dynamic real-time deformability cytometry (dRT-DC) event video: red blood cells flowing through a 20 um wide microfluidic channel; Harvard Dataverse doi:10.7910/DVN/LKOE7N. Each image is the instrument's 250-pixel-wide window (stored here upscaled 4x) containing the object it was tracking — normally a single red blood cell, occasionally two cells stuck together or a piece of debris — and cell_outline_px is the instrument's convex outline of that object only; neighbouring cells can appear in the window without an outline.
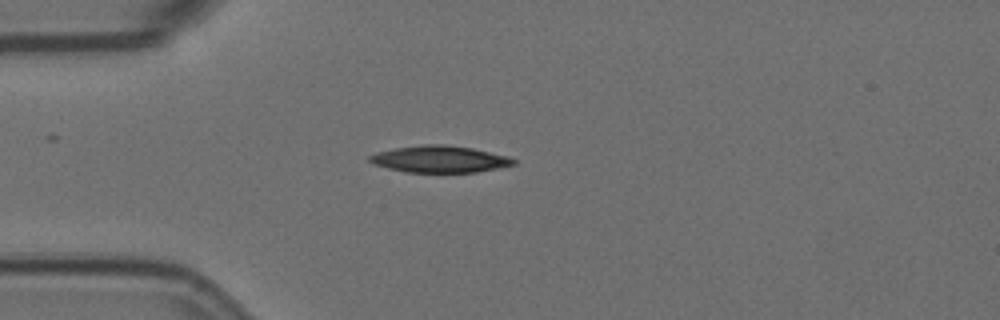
{"species": "Egyptian fruit bat (a non-hibernating species)", "species_latin": "Rousettus aegyptiacus", "temperature_condition": "room temperature", "stored_images_in_passage": 52, "camera_frame_rate_fps": 3000, "um_per_image_px": 0.085, "animal": {"sex": "female"}, "frame": {"image": 1, "passage_image": 11, "time_ms": 3.333, "image_size_px": [1000, 320], "cell_outline_px": [[516, 164], [476, 172], [404, 172], [372, 164], [368, 160], [368, 156], [376, 152], [396, 148], [424, 144], [444, 144], [472, 148], [508, 156], [516, 160]], "centroid_in_image_um": [37.34, 13.52], "position_along_channel_um": 47.7, "area_um2": 22.43}}
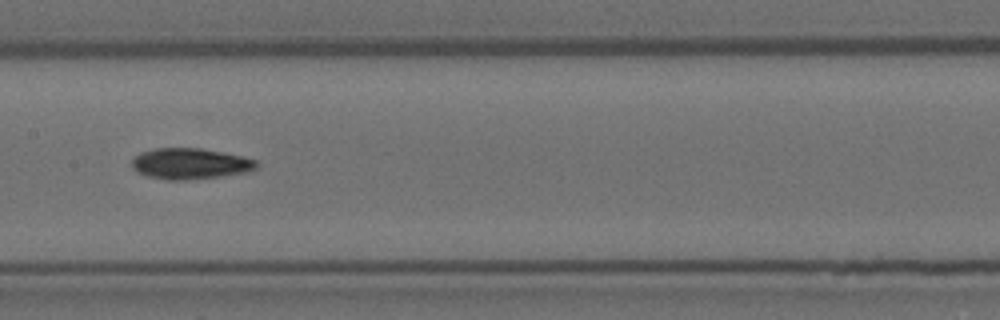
{"frame": {"image": 2, "passage_image": 24, "time_ms": 7.667, "image_size_px": [1000, 320], "cell_outline_px": [[260, 164], [256, 168], [248, 172], [220, 176], [184, 180], [168, 180], [148, 176], [132, 168], [132, 160], [140, 152], [156, 148], [200, 148], [240, 156], [256, 160]], "centroid_in_image_um": [16.17, 13.91], "position_along_channel_um": 191.2, "area_um2": 22.25}}
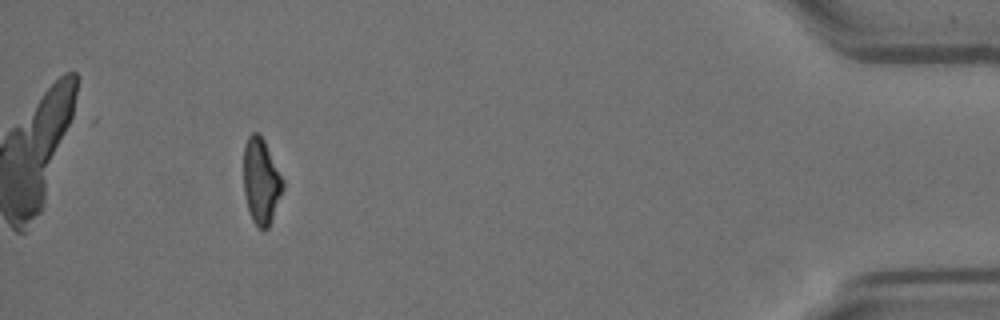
{"frame": {"image": 3, "passage_image": 48, "time_ms": 15.667, "image_size_px": [1000, 320], "cell_outline_px": [[284, 188], [272, 220], [268, 228], [264, 232], [256, 228], [252, 220], [248, 208], [244, 192], [244, 144], [248, 136], [252, 132], [256, 132], [264, 140], [284, 180]], "centroid_in_image_um": [22.2, 15.45], "position_along_channel_um": 413.0, "area_um2": 19.83}, "authors_computed_cell_mechanics": {"area_um2": 22.0218, "velocity_mm_per_s": 3.5953, "shape_relaxation_time_tau1_ms": 5.045, "shape_relaxation_time_tau2_ms": null, "deformation_change_tau1": 0.1828, "deformation_change_tau2": null}}